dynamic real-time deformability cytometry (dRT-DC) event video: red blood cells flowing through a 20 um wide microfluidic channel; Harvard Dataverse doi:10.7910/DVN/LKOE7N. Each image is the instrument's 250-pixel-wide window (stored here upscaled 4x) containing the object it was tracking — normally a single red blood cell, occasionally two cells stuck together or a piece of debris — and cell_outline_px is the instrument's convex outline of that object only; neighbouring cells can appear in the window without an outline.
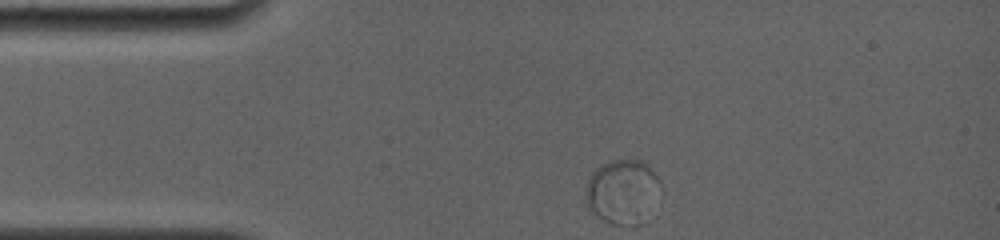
{"species": "common noctule bat (a hibernating species)", "species_latin": "Nyctalus noctula", "temperature_condition": "room temperature", "stored_images_in_passage": 59, "camera_frame_rate_fps": 4000, "um_per_image_px": 0.085, "animal": {"sex": "female", "body_mass_g": 19.0, "forearm_length_mm": 56.7}, "frame": {"image": 1, "passage_image": 1, "time_ms": 0.0, "image_size_px": [1000, 240], "cell_outline_px": [[660, 184], [620, 224], [612, 224], [604, 220], [588, 208], [584, 200], [588, 176], [596, 168], [612, 160], [640, 160], [660, 180]], "centroid_in_image_um": [52.61, 16.06], "position_along_channel_um": 32.4, "area_um2": 24.1}}
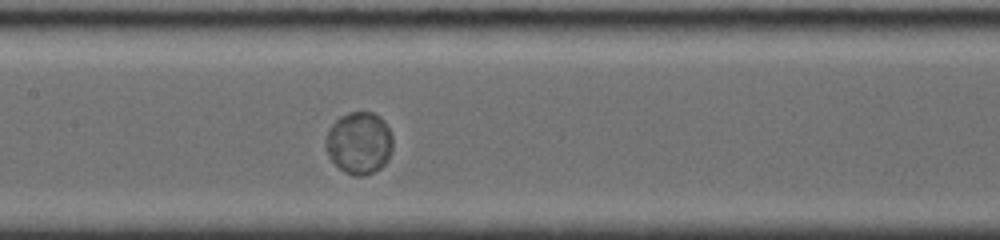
{"frame": {"image": 2, "passage_image": 31, "time_ms": 5.0, "image_size_px": [1000, 240], "cell_outline_px": [[392, 152], [388, 160], [380, 168], [364, 176], [352, 176], [344, 172], [328, 156], [328, 132], [332, 124], [340, 116], [348, 112], [372, 112], [380, 116], [384, 120], [392, 136]], "centroid_in_image_um": [30.57, 12.15], "position_along_channel_um": 176.8, "area_um2": 24.1}}
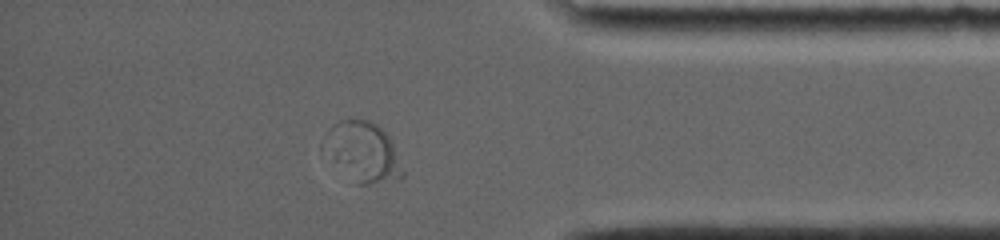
{"frame": {"image": 3, "passage_image": 53, "time_ms": 11.5, "image_size_px": [1000, 240], "cell_outline_px": [[404, 176], [400, 180], [368, 184], [360, 184], [320, 144], [324, 132], [332, 124], [340, 120], [368, 120], [376, 124], [388, 136], [392, 144], [404, 172]], "centroid_in_image_um": [30.86, 12.86], "position_along_channel_um": 404.3, "area_um2": 26.47}, "authors_computed_cell_mechanics": {"area_um2": 24.565, "velocity_mm_per_s": 3.6426, "shape_relaxation_time_tau1_ms": 2.329, "shape_relaxation_time_tau2_ms": null, "deformation_change_tau1": 0.0138, "deformation_change_tau2": null}}